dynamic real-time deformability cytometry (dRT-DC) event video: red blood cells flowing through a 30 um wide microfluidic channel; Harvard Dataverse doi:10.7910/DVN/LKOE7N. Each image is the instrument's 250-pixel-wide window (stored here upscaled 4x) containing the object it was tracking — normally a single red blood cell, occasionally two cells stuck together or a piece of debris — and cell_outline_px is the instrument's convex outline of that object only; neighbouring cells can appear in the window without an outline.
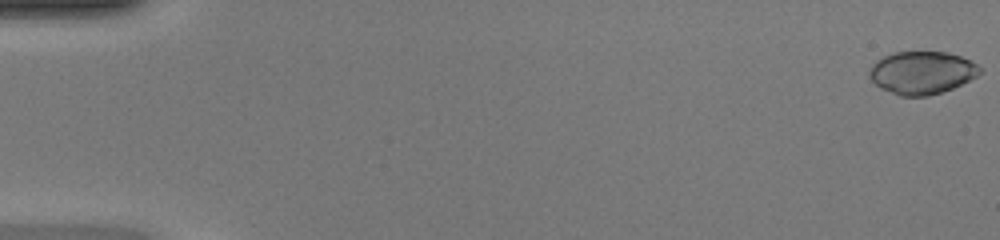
{"species": "common noctule bat (a hibernating species)", "species_latin": "Nyctalus noctula", "temperature_condition": "warm", "stored_images_in_passage": 49, "camera_frame_rate_fps": 3000, "um_per_image_px": 0.085, "animal": {"sex": "female", "body_mass_g": 20.0, "forearm_length_mm": 54.0}, "frame": {"image": 1, "passage_image": 1, "time_ms": 0.0, "image_size_px": [1000, 240], "cell_outline_px": [[984, 68], [976, 76], [952, 88], [928, 96], [900, 96], [880, 88], [868, 76], [868, 72], [872, 64], [876, 60], [892, 52], [948, 52], [960, 56]], "centroid_in_image_um": [78.32, 6.17], "position_along_channel_um": 6.7, "area_um2": 27.46}}
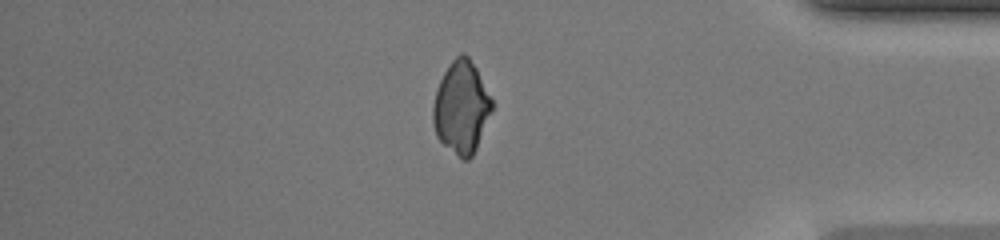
{"frame": {"image": 2, "passage_image": 42, "time_ms": 13.667, "image_size_px": [1000, 240], "cell_outline_px": [[492, 108], [476, 148], [472, 156], [468, 160], [464, 160], [444, 144], [436, 136], [432, 120], [432, 104], [436, 88], [444, 72], [452, 60], [460, 52], [464, 52], [468, 56], [476, 68], [492, 100]], "centroid_in_image_um": [39.18, 9.1], "position_along_channel_um": 396.0, "area_um2": 31.33}}
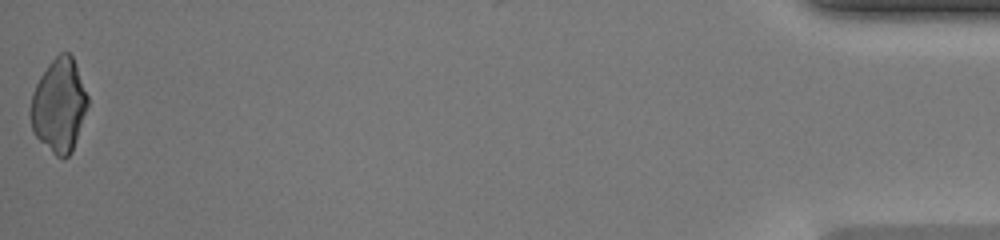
{"frame": {"image": 3, "passage_image": 49, "time_ms": 16.0, "image_size_px": [1000, 240], "cell_outline_px": [[88, 104], [72, 152], [64, 160], [56, 156], [32, 132], [28, 112], [32, 92], [40, 76], [48, 64], [60, 52], [68, 52], [72, 56], [76, 64], [88, 96]], "centroid_in_image_um": [4.99, 8.96], "position_along_channel_um": 430.2, "area_um2": 31.33}}